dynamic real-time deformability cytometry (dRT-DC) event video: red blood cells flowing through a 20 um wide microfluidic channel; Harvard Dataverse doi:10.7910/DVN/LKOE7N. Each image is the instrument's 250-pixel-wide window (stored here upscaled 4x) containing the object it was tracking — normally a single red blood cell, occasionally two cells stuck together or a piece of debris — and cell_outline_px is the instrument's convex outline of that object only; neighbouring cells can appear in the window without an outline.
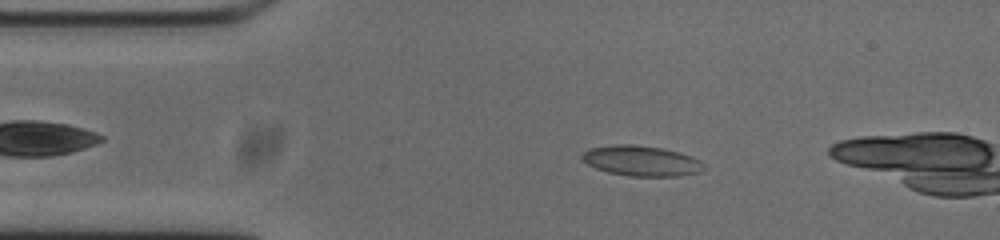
{"species": "common noctule bat (a hibernating species)", "species_latin": "Nyctalus noctula", "temperature_condition": "cold", "stored_images_in_passage": 48, "camera_frame_rate_fps": 3000, "um_per_image_px": 0.085, "animal": {"sex": "male", "body_mass_g": 20.0, "forearm_length_mm": 53.3}, "frame": {"image": 1, "passage_image": 8, "time_ms": 2.333, "image_size_px": [1000, 240], "cell_outline_px": [[704, 168], [696, 172], [676, 176], [628, 176], [608, 172], [596, 168], [580, 160], [580, 156], [584, 152], [592, 148], [616, 144], [632, 144], [660, 148], [692, 156], [700, 160], [704, 164]], "centroid_in_image_um": [54.47, 13.67], "position_along_channel_um": 30.5, "area_um2": 21.27}}
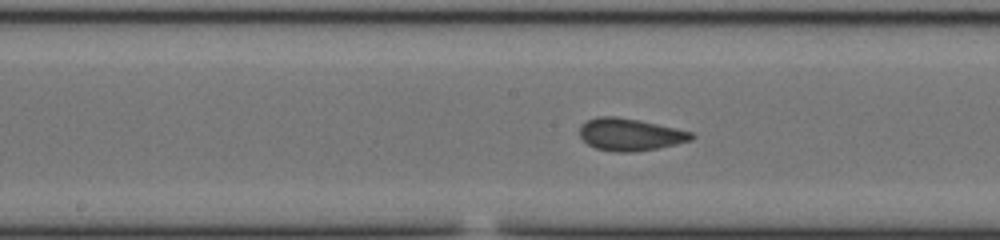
{"frame": {"image": 2, "passage_image": 24, "time_ms": 7.667, "image_size_px": [1000, 240], "cell_outline_px": [[696, 136], [692, 140], [656, 148], [632, 152], [616, 152], [596, 148], [588, 144], [580, 136], [580, 128], [588, 120], [600, 116], [616, 116], [656, 124], [692, 132]], "centroid_in_image_um": [53.56, 11.44], "position_along_channel_um": 194.6, "area_um2": 20.58}}
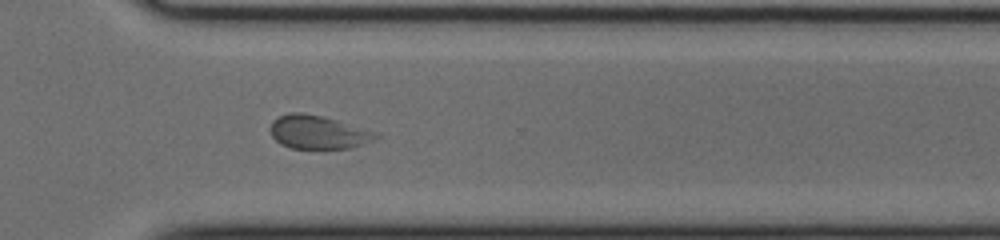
{"frame": {"image": 3, "passage_image": 36, "time_ms": 11.667, "image_size_px": [1000, 240], "cell_outline_px": [[380, 136], [372, 140], [352, 148], [292, 148], [280, 144], [272, 136], [268, 128], [272, 120], [288, 112], [300, 112], [324, 116], [380, 132]], "centroid_in_image_um": [27.04, 11.22], "position_along_channel_um": 343.6, "area_um2": 20.87}, "authors_computed_cell_mechanics": {"area_um2": 20.808, "velocity_mm_per_s": 3.7168, "shape_relaxation_time_tau1_ms": 3.8935, "shape_relaxation_time_tau2_ms": 0.8238, "deformation_change_tau1": 0.0806, "deformation_change_tau2": 0.0591}}